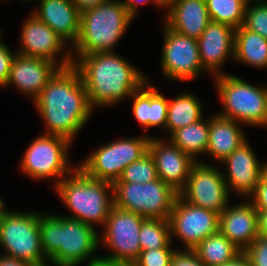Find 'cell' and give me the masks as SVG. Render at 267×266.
Instances as JSON below:
<instances>
[{"label":"cell","instance_id":"cell-1","mask_svg":"<svg viewBox=\"0 0 267 266\" xmlns=\"http://www.w3.org/2000/svg\"><path fill=\"white\" fill-rule=\"evenodd\" d=\"M47 126L45 134L71 143L92 113L79 71L72 65L59 69L34 100Z\"/></svg>","mask_w":267,"mask_h":266},{"label":"cell","instance_id":"cell-2","mask_svg":"<svg viewBox=\"0 0 267 266\" xmlns=\"http://www.w3.org/2000/svg\"><path fill=\"white\" fill-rule=\"evenodd\" d=\"M81 58V59H80ZM73 60L83 80L89 105L110 106L131 96L147 77L114 52L86 54Z\"/></svg>","mask_w":267,"mask_h":266},{"label":"cell","instance_id":"cell-3","mask_svg":"<svg viewBox=\"0 0 267 266\" xmlns=\"http://www.w3.org/2000/svg\"><path fill=\"white\" fill-rule=\"evenodd\" d=\"M39 228L45 258L55 266H79L99 246L96 230L78 219L39 212Z\"/></svg>","mask_w":267,"mask_h":266},{"label":"cell","instance_id":"cell-4","mask_svg":"<svg viewBox=\"0 0 267 266\" xmlns=\"http://www.w3.org/2000/svg\"><path fill=\"white\" fill-rule=\"evenodd\" d=\"M134 19L122 0H109L80 13V30L74 44L80 57L98 52H113L115 44Z\"/></svg>","mask_w":267,"mask_h":266},{"label":"cell","instance_id":"cell-5","mask_svg":"<svg viewBox=\"0 0 267 266\" xmlns=\"http://www.w3.org/2000/svg\"><path fill=\"white\" fill-rule=\"evenodd\" d=\"M70 176L55 185L63 203L74 213V216L66 217L78 219L92 227L96 223L104 226L114 206L113 184L90 178L79 167L74 168ZM109 190L112 195H108Z\"/></svg>","mask_w":267,"mask_h":266},{"label":"cell","instance_id":"cell-6","mask_svg":"<svg viewBox=\"0 0 267 266\" xmlns=\"http://www.w3.org/2000/svg\"><path fill=\"white\" fill-rule=\"evenodd\" d=\"M0 246L4 256L23 260L34 266H47L41 245L39 212L0 210Z\"/></svg>","mask_w":267,"mask_h":266},{"label":"cell","instance_id":"cell-7","mask_svg":"<svg viewBox=\"0 0 267 266\" xmlns=\"http://www.w3.org/2000/svg\"><path fill=\"white\" fill-rule=\"evenodd\" d=\"M224 112L220 116L249 126H263L267 119V86L256 87L236 76L214 77Z\"/></svg>","mask_w":267,"mask_h":266},{"label":"cell","instance_id":"cell-8","mask_svg":"<svg viewBox=\"0 0 267 266\" xmlns=\"http://www.w3.org/2000/svg\"><path fill=\"white\" fill-rule=\"evenodd\" d=\"M178 196L179 192L160 178L145 184L113 183L114 206L144 218L168 220Z\"/></svg>","mask_w":267,"mask_h":266},{"label":"cell","instance_id":"cell-9","mask_svg":"<svg viewBox=\"0 0 267 266\" xmlns=\"http://www.w3.org/2000/svg\"><path fill=\"white\" fill-rule=\"evenodd\" d=\"M150 136L125 138L102 145L78 167L90 178L110 183L117 181L124 169L148 152Z\"/></svg>","mask_w":267,"mask_h":266},{"label":"cell","instance_id":"cell-10","mask_svg":"<svg viewBox=\"0 0 267 266\" xmlns=\"http://www.w3.org/2000/svg\"><path fill=\"white\" fill-rule=\"evenodd\" d=\"M70 144L71 142L62 136L41 134L24 152L21 160L23 172L38 180L59 177L57 185L64 178V174L69 176L73 171L68 168L67 151Z\"/></svg>","mask_w":267,"mask_h":266},{"label":"cell","instance_id":"cell-11","mask_svg":"<svg viewBox=\"0 0 267 266\" xmlns=\"http://www.w3.org/2000/svg\"><path fill=\"white\" fill-rule=\"evenodd\" d=\"M145 219L142 215L113 206L103 226L102 238H99V244L103 241L112 250V254L104 258L132 265L141 252L139 232Z\"/></svg>","mask_w":267,"mask_h":266},{"label":"cell","instance_id":"cell-12","mask_svg":"<svg viewBox=\"0 0 267 266\" xmlns=\"http://www.w3.org/2000/svg\"><path fill=\"white\" fill-rule=\"evenodd\" d=\"M229 192L222 172L210 164L197 161L179 196L197 207L220 214L228 206Z\"/></svg>","mask_w":267,"mask_h":266},{"label":"cell","instance_id":"cell-13","mask_svg":"<svg viewBox=\"0 0 267 266\" xmlns=\"http://www.w3.org/2000/svg\"><path fill=\"white\" fill-rule=\"evenodd\" d=\"M170 233L184 242L185 250H193L200 242L219 231V214L197 207L177 197L170 217Z\"/></svg>","mask_w":267,"mask_h":266},{"label":"cell","instance_id":"cell-14","mask_svg":"<svg viewBox=\"0 0 267 266\" xmlns=\"http://www.w3.org/2000/svg\"><path fill=\"white\" fill-rule=\"evenodd\" d=\"M161 68L168 79L186 81L196 78L203 67L197 39L182 35L164 25Z\"/></svg>","mask_w":267,"mask_h":266},{"label":"cell","instance_id":"cell-15","mask_svg":"<svg viewBox=\"0 0 267 266\" xmlns=\"http://www.w3.org/2000/svg\"><path fill=\"white\" fill-rule=\"evenodd\" d=\"M71 52L70 50L66 52L67 54L60 61V64L15 53L11 63L7 85H15L20 91L32 95L33 100H35L59 69L73 65L72 59L74 56Z\"/></svg>","mask_w":267,"mask_h":266},{"label":"cell","instance_id":"cell-16","mask_svg":"<svg viewBox=\"0 0 267 266\" xmlns=\"http://www.w3.org/2000/svg\"><path fill=\"white\" fill-rule=\"evenodd\" d=\"M150 138L148 151L152 155L158 178L180 192L186 185L194 160L172 142Z\"/></svg>","mask_w":267,"mask_h":266},{"label":"cell","instance_id":"cell-17","mask_svg":"<svg viewBox=\"0 0 267 266\" xmlns=\"http://www.w3.org/2000/svg\"><path fill=\"white\" fill-rule=\"evenodd\" d=\"M227 175L223 174L226 186L238 194L251 196L263 174L261 165L246 139L225 160ZM225 176H227L225 178Z\"/></svg>","mask_w":267,"mask_h":266},{"label":"cell","instance_id":"cell-18","mask_svg":"<svg viewBox=\"0 0 267 266\" xmlns=\"http://www.w3.org/2000/svg\"><path fill=\"white\" fill-rule=\"evenodd\" d=\"M219 231L243 252L259 235L258 212L254 205L249 200L228 205L219 214Z\"/></svg>","mask_w":267,"mask_h":266},{"label":"cell","instance_id":"cell-19","mask_svg":"<svg viewBox=\"0 0 267 266\" xmlns=\"http://www.w3.org/2000/svg\"><path fill=\"white\" fill-rule=\"evenodd\" d=\"M197 42L204 71L208 69L214 76L223 74L220 70L221 64L229 54L234 57L235 29L211 21Z\"/></svg>","mask_w":267,"mask_h":266},{"label":"cell","instance_id":"cell-20","mask_svg":"<svg viewBox=\"0 0 267 266\" xmlns=\"http://www.w3.org/2000/svg\"><path fill=\"white\" fill-rule=\"evenodd\" d=\"M21 43L19 55L41 58L56 64V56L65 48L66 42L32 14L22 25Z\"/></svg>","mask_w":267,"mask_h":266},{"label":"cell","instance_id":"cell-21","mask_svg":"<svg viewBox=\"0 0 267 266\" xmlns=\"http://www.w3.org/2000/svg\"><path fill=\"white\" fill-rule=\"evenodd\" d=\"M165 7V24L191 38L198 39L211 22L205 0H172Z\"/></svg>","mask_w":267,"mask_h":266},{"label":"cell","instance_id":"cell-22","mask_svg":"<svg viewBox=\"0 0 267 266\" xmlns=\"http://www.w3.org/2000/svg\"><path fill=\"white\" fill-rule=\"evenodd\" d=\"M40 8L34 14L48 25L65 42L74 45L80 30V11L72 0H40Z\"/></svg>","mask_w":267,"mask_h":266},{"label":"cell","instance_id":"cell-23","mask_svg":"<svg viewBox=\"0 0 267 266\" xmlns=\"http://www.w3.org/2000/svg\"><path fill=\"white\" fill-rule=\"evenodd\" d=\"M219 114L209 120V140L206 154L220 161L225 160L240 144L246 140L240 123Z\"/></svg>","mask_w":267,"mask_h":266},{"label":"cell","instance_id":"cell-24","mask_svg":"<svg viewBox=\"0 0 267 266\" xmlns=\"http://www.w3.org/2000/svg\"><path fill=\"white\" fill-rule=\"evenodd\" d=\"M144 83L130 97L133 98V115L145 130L150 127L165 128L168 101L154 86ZM147 88V90L145 89Z\"/></svg>","mask_w":267,"mask_h":266},{"label":"cell","instance_id":"cell-25","mask_svg":"<svg viewBox=\"0 0 267 266\" xmlns=\"http://www.w3.org/2000/svg\"><path fill=\"white\" fill-rule=\"evenodd\" d=\"M234 58L253 67H267V39L240 26L235 29Z\"/></svg>","mask_w":267,"mask_h":266},{"label":"cell","instance_id":"cell-26","mask_svg":"<svg viewBox=\"0 0 267 266\" xmlns=\"http://www.w3.org/2000/svg\"><path fill=\"white\" fill-rule=\"evenodd\" d=\"M193 251L206 266H221L242 253L220 231L205 238Z\"/></svg>","mask_w":267,"mask_h":266},{"label":"cell","instance_id":"cell-27","mask_svg":"<svg viewBox=\"0 0 267 266\" xmlns=\"http://www.w3.org/2000/svg\"><path fill=\"white\" fill-rule=\"evenodd\" d=\"M202 107L199 99L189 93L178 95L168 101V112L165 130L170 134L179 128L197 122L202 118Z\"/></svg>","mask_w":267,"mask_h":266},{"label":"cell","instance_id":"cell-28","mask_svg":"<svg viewBox=\"0 0 267 266\" xmlns=\"http://www.w3.org/2000/svg\"><path fill=\"white\" fill-rule=\"evenodd\" d=\"M171 142L184 153L195 156L206 153L209 140V120H199L185 127L179 128L171 135Z\"/></svg>","mask_w":267,"mask_h":266},{"label":"cell","instance_id":"cell-29","mask_svg":"<svg viewBox=\"0 0 267 266\" xmlns=\"http://www.w3.org/2000/svg\"><path fill=\"white\" fill-rule=\"evenodd\" d=\"M212 22L228 25L234 29L243 25L246 0H205Z\"/></svg>","mask_w":267,"mask_h":266},{"label":"cell","instance_id":"cell-30","mask_svg":"<svg viewBox=\"0 0 267 266\" xmlns=\"http://www.w3.org/2000/svg\"><path fill=\"white\" fill-rule=\"evenodd\" d=\"M139 242L141 251L172 248L169 221L146 218L141 225Z\"/></svg>","mask_w":267,"mask_h":266},{"label":"cell","instance_id":"cell-31","mask_svg":"<svg viewBox=\"0 0 267 266\" xmlns=\"http://www.w3.org/2000/svg\"><path fill=\"white\" fill-rule=\"evenodd\" d=\"M158 179L155 161L148 151L136 162L127 166L120 178L115 182L143 183Z\"/></svg>","mask_w":267,"mask_h":266},{"label":"cell","instance_id":"cell-32","mask_svg":"<svg viewBox=\"0 0 267 266\" xmlns=\"http://www.w3.org/2000/svg\"><path fill=\"white\" fill-rule=\"evenodd\" d=\"M242 26L267 39V1L256 2L254 6L248 2Z\"/></svg>","mask_w":267,"mask_h":266},{"label":"cell","instance_id":"cell-33","mask_svg":"<svg viewBox=\"0 0 267 266\" xmlns=\"http://www.w3.org/2000/svg\"><path fill=\"white\" fill-rule=\"evenodd\" d=\"M177 250L172 248H159L141 251L133 266H170Z\"/></svg>","mask_w":267,"mask_h":266},{"label":"cell","instance_id":"cell-34","mask_svg":"<svg viewBox=\"0 0 267 266\" xmlns=\"http://www.w3.org/2000/svg\"><path fill=\"white\" fill-rule=\"evenodd\" d=\"M243 253L249 259L251 266H267V237L258 235Z\"/></svg>","mask_w":267,"mask_h":266},{"label":"cell","instance_id":"cell-35","mask_svg":"<svg viewBox=\"0 0 267 266\" xmlns=\"http://www.w3.org/2000/svg\"><path fill=\"white\" fill-rule=\"evenodd\" d=\"M13 55L9 50V47L0 43V86L6 87L7 81L11 69V63L13 60Z\"/></svg>","mask_w":267,"mask_h":266},{"label":"cell","instance_id":"cell-36","mask_svg":"<svg viewBox=\"0 0 267 266\" xmlns=\"http://www.w3.org/2000/svg\"><path fill=\"white\" fill-rule=\"evenodd\" d=\"M251 203L257 211H267V178L262 174L256 186Z\"/></svg>","mask_w":267,"mask_h":266},{"label":"cell","instance_id":"cell-37","mask_svg":"<svg viewBox=\"0 0 267 266\" xmlns=\"http://www.w3.org/2000/svg\"><path fill=\"white\" fill-rule=\"evenodd\" d=\"M170 266H206L193 250H177Z\"/></svg>","mask_w":267,"mask_h":266},{"label":"cell","instance_id":"cell-38","mask_svg":"<svg viewBox=\"0 0 267 266\" xmlns=\"http://www.w3.org/2000/svg\"><path fill=\"white\" fill-rule=\"evenodd\" d=\"M148 1L151 0H123L122 3L125 5V7L128 10V13L134 18L135 15L137 14L138 8L140 4H146L148 3ZM152 2H154L155 4H157V6L159 7H164L165 5L163 4V2L161 0H152Z\"/></svg>","mask_w":267,"mask_h":266},{"label":"cell","instance_id":"cell-39","mask_svg":"<svg viewBox=\"0 0 267 266\" xmlns=\"http://www.w3.org/2000/svg\"><path fill=\"white\" fill-rule=\"evenodd\" d=\"M87 266H133V265H128L127 263L120 262V261H115V260H110L106 259L104 257H92L89 262L87 263Z\"/></svg>","mask_w":267,"mask_h":266},{"label":"cell","instance_id":"cell-40","mask_svg":"<svg viewBox=\"0 0 267 266\" xmlns=\"http://www.w3.org/2000/svg\"><path fill=\"white\" fill-rule=\"evenodd\" d=\"M77 9L82 12L86 9L99 6L109 0H72Z\"/></svg>","mask_w":267,"mask_h":266},{"label":"cell","instance_id":"cell-41","mask_svg":"<svg viewBox=\"0 0 267 266\" xmlns=\"http://www.w3.org/2000/svg\"><path fill=\"white\" fill-rule=\"evenodd\" d=\"M0 266H34L31 263L15 258L0 256Z\"/></svg>","mask_w":267,"mask_h":266},{"label":"cell","instance_id":"cell-42","mask_svg":"<svg viewBox=\"0 0 267 266\" xmlns=\"http://www.w3.org/2000/svg\"><path fill=\"white\" fill-rule=\"evenodd\" d=\"M258 212L259 235L267 237V211Z\"/></svg>","mask_w":267,"mask_h":266},{"label":"cell","instance_id":"cell-43","mask_svg":"<svg viewBox=\"0 0 267 266\" xmlns=\"http://www.w3.org/2000/svg\"><path fill=\"white\" fill-rule=\"evenodd\" d=\"M221 266H251V263L247 256L242 252L234 260L227 262Z\"/></svg>","mask_w":267,"mask_h":266},{"label":"cell","instance_id":"cell-44","mask_svg":"<svg viewBox=\"0 0 267 266\" xmlns=\"http://www.w3.org/2000/svg\"><path fill=\"white\" fill-rule=\"evenodd\" d=\"M263 175L267 178V162L263 164Z\"/></svg>","mask_w":267,"mask_h":266},{"label":"cell","instance_id":"cell-45","mask_svg":"<svg viewBox=\"0 0 267 266\" xmlns=\"http://www.w3.org/2000/svg\"><path fill=\"white\" fill-rule=\"evenodd\" d=\"M163 2V4L166 6L170 1L172 0H161Z\"/></svg>","mask_w":267,"mask_h":266},{"label":"cell","instance_id":"cell-46","mask_svg":"<svg viewBox=\"0 0 267 266\" xmlns=\"http://www.w3.org/2000/svg\"><path fill=\"white\" fill-rule=\"evenodd\" d=\"M247 2H252V1H254V2H261V1H267V0H246Z\"/></svg>","mask_w":267,"mask_h":266},{"label":"cell","instance_id":"cell-47","mask_svg":"<svg viewBox=\"0 0 267 266\" xmlns=\"http://www.w3.org/2000/svg\"><path fill=\"white\" fill-rule=\"evenodd\" d=\"M3 206H4V203H3L2 199L0 198V210L2 209Z\"/></svg>","mask_w":267,"mask_h":266},{"label":"cell","instance_id":"cell-48","mask_svg":"<svg viewBox=\"0 0 267 266\" xmlns=\"http://www.w3.org/2000/svg\"><path fill=\"white\" fill-rule=\"evenodd\" d=\"M264 127L266 126L267 127V119H266V121H265V123H264V125H263Z\"/></svg>","mask_w":267,"mask_h":266}]
</instances>
